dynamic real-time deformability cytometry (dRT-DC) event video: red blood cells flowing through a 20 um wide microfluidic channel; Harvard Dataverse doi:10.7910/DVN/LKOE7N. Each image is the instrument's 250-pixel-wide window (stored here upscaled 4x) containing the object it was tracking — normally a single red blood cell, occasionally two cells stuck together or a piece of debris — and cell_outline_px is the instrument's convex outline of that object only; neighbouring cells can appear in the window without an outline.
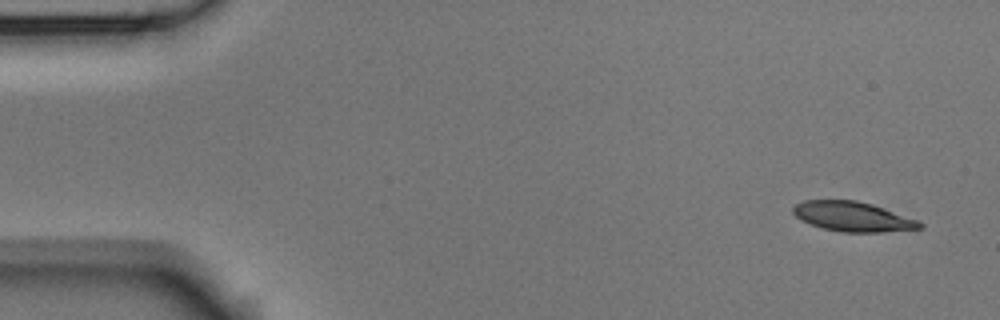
{"species": "Egyptian fruit bat (a non-hibernating species)", "species_latin": "Rousettus aegyptiacus", "temperature_condition": "room temperature", "stored_images_in_passage": 5, "camera_frame_rate_fps": 3000, "um_per_image_px": 0.085, "animal": {"sex": "male"}, "frame": {"image": 1, "passage_image": 1, "time_ms": 0.0, "image_size_px": [1000, 320], "cell_outline_px": [[924, 228], [880, 232], [840, 232], [824, 228], [800, 220], [792, 212], [792, 208], [796, 204], [804, 200], [856, 200], [872, 204], [916, 220], [924, 224]], "centroid_in_image_um": [72.46, 18.41], "position_along_channel_um": 12.5, "area_um2": 21.73}}
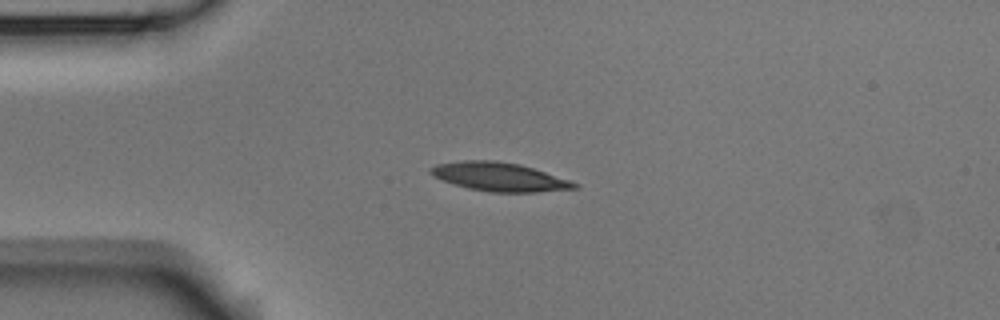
{"frame": {"image": 2, "passage_image": 4, "time_ms": 1.0, "image_size_px": [1000, 320], "cell_outline_px": [[580, 188], [536, 192], [492, 192], [468, 188], [432, 176], [428, 172], [428, 168], [436, 164], [464, 160], [492, 160], [520, 164], [580, 184]], "centroid_in_image_um": [42.42, 15.03], "position_along_channel_um": 42.6, "area_um2": 23.81}}